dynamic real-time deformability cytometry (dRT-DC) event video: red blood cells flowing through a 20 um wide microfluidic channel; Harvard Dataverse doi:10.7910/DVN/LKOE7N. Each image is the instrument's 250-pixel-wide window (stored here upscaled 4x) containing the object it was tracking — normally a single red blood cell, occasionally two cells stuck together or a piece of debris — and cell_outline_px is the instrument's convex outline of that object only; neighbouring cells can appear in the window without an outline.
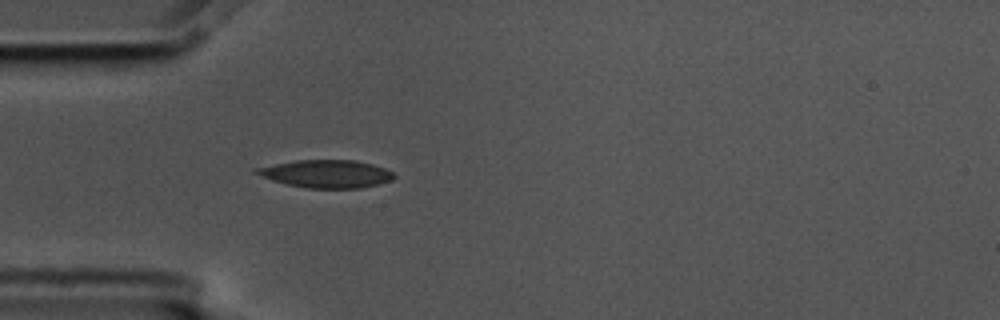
{"species": "common noctule bat (a hibernating species)", "species_latin": "Nyctalus noctula", "temperature_condition": "cold", "stored_images_in_passage": 45, "camera_frame_rate_fps": 3000, "um_per_image_px": 0.085, "animal": {"sex": "male", "body_mass_g": 17.5, "forearm_length_mm": 52.3}, "frame": {"image": 1, "passage_image": 5, "time_ms": 1.333, "image_size_px": [1000, 320], "cell_outline_px": [[396, 176], [392, 180], [360, 188], [308, 188], [288, 184], [272, 180], [252, 172], [252, 168], [296, 160], [356, 160], [372, 164], [384, 168], [392, 172]], "centroid_in_image_um": [27.71, 14.76], "position_along_channel_um": 57.3, "area_um2": 22.2}}
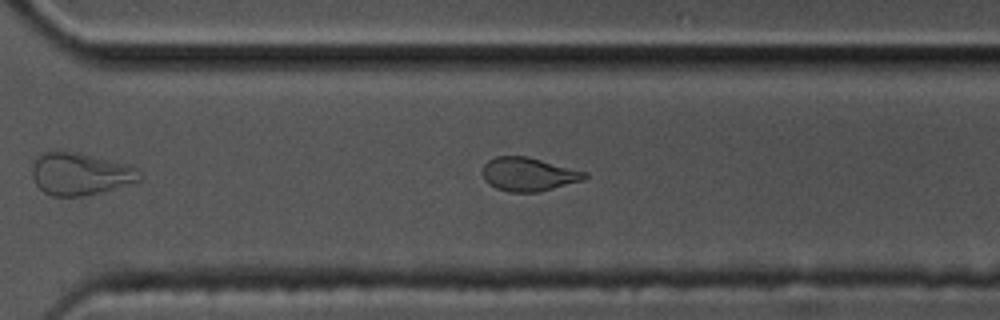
{"frame": {"image": 2, "passage_image": 28, "time_ms": 9.0, "image_size_px": [1000, 320], "cell_outline_px": [[588, 176], [584, 180], [540, 192], [508, 192], [496, 188], [488, 184], [484, 180], [484, 164], [488, 160], [496, 156], [528, 156], [588, 172]], "centroid_in_image_um": [44.95, 14.81], "position_along_channel_um": 325.6, "area_um2": 20.17}}
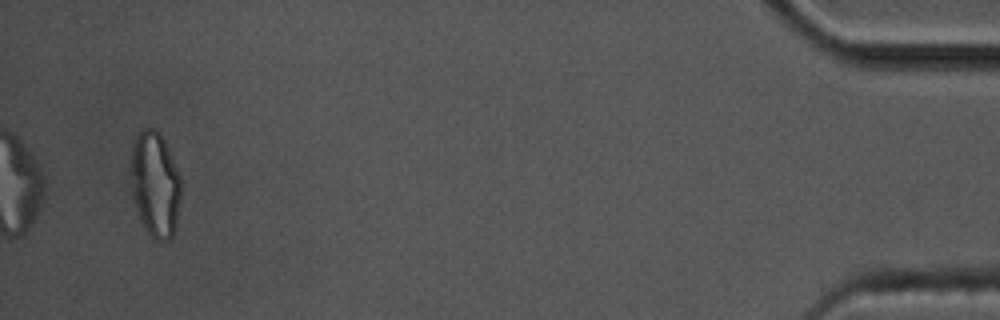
{"frame": {"image": 3, "passage_image": 43, "time_ms": 14.0, "image_size_px": [1000, 320], "cell_outline_px": [[180, 196], [176, 228], [172, 236], [168, 240], [156, 240], [144, 228], [140, 220], [128, 188], [128, 172], [132, 140], [140, 128], [152, 128], [160, 132], [164, 140], [180, 176]], "centroid_in_image_um": [13.1, 15.62], "position_along_channel_um": 422.1, "area_um2": 31.91}, "authors_computed_cell_mechanics": {"area_um2": 21.097, "velocity_mm_per_s": 3.5576, "shape_relaxation_time_tau1_ms": null, "shape_relaxation_time_tau2_ms": 3.3166, "deformation_change_tau1": null, "deformation_change_tau2": 0.0841}}